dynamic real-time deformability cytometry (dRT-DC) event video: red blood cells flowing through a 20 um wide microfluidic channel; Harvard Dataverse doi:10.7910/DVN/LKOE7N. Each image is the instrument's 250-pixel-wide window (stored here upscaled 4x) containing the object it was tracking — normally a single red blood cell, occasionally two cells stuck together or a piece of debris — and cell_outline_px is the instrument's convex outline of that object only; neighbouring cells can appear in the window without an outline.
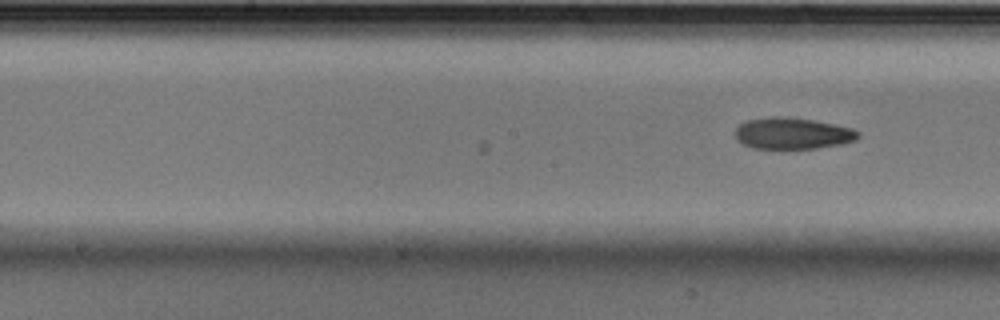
{"species": "Egyptian fruit bat (a non-hibernating species)", "species_latin": "Rousettus aegyptiacus", "temperature_condition": "cold", "stored_images_in_passage": 17, "camera_frame_rate_fps": 3000, "um_per_image_px": 0.085, "animal": {"sex": "male"}, "frame": {"image": 1, "passage_image": 17, "time_ms": 5.333, "image_size_px": [1000, 320], "cell_outline_px": [[860, 136], [856, 140], [840, 144], [816, 148], [752, 148], [740, 144], [736, 140], [736, 128], [740, 124], [748, 120], [772, 116], [780, 116], [812, 120], [852, 128], [860, 132]], "centroid_in_image_um": [67.34, 11.34], "position_along_channel_um": 180.9, "area_um2": 22.43}}